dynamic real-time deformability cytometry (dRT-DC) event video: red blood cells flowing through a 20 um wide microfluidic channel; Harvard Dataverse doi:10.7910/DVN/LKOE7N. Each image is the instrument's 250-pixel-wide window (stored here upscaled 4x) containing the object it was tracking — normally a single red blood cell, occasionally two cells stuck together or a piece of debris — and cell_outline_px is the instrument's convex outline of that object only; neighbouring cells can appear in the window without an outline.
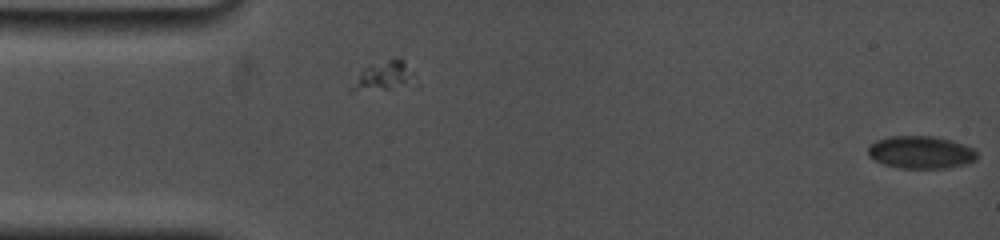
{"species": "common noctule bat (a hibernating species)", "species_latin": "Nyctalus noctula", "temperature_condition": "cold", "stored_images_in_passage": 4, "segment_of_instrument_passage": [2, 2], "camera_frame_rate_fps": 5000, "um_per_image_px": 0.085, "animal": {"sex": "female", "body_mass_g": 19.0, "forearm_length_mm": 53.3}, "frame": {"image": 1, "passage_image": 4, "time_ms": 1.2, "image_size_px": [1000, 240], "cell_outline_px": [[980, 156], [976, 160], [964, 164], [944, 168], [900, 168], [884, 164], [868, 156], [868, 148], [876, 140], [892, 136], [936, 136], [952, 140], [972, 148]], "centroid_in_image_um": [78.29, 12.94], "position_along_channel_um": 6.7, "area_um2": 20.63}}